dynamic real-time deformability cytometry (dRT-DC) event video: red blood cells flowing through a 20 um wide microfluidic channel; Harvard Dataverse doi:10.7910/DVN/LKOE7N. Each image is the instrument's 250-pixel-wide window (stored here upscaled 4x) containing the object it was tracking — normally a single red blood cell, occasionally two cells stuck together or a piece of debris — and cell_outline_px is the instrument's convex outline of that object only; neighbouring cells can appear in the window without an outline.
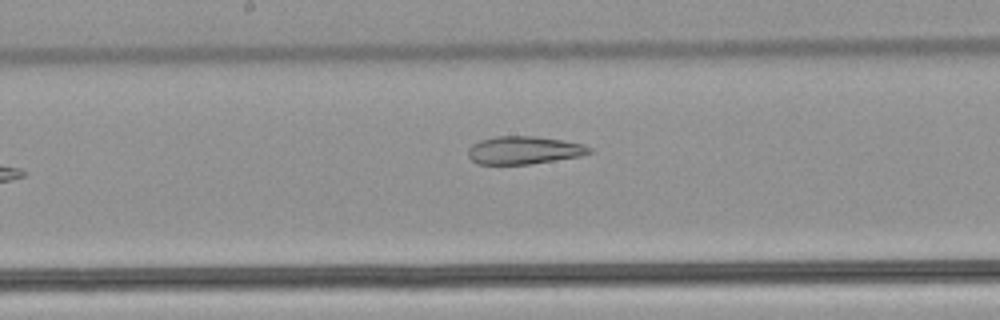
{"species": "common noctule bat (a hibernating species)", "species_latin": "Nyctalus noctula", "temperature_condition": "warm", "stored_images_in_passage": 9, "camera_frame_rate_fps": 3000, "um_per_image_px": 0.085, "animal": {"sex": "male", "body_mass_g": 21.5, "forearm_length_mm": 52.0}, "frame": {"image": 1, "passage_image": 9, "time_ms": 2.667, "image_size_px": [1000, 320], "cell_outline_px": [[592, 152], [580, 156], [528, 164], [476, 164], [468, 156], [468, 148], [472, 144], [480, 140], [496, 136], [536, 136], [584, 144], [592, 148]], "centroid_in_image_um": [44.51, 12.76], "position_along_channel_um": 203.7, "area_um2": 19.65}}